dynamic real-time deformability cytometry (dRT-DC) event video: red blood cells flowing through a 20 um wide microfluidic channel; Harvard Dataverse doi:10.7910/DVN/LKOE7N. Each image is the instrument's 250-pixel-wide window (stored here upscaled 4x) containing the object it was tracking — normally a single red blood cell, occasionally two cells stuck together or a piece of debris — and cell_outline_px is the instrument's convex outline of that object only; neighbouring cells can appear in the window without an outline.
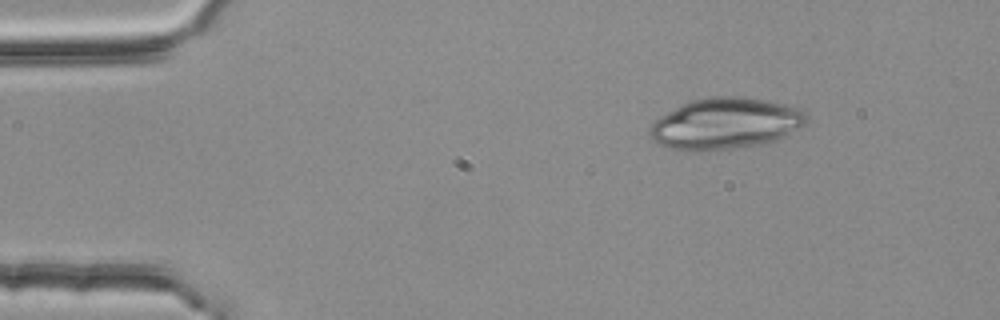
{"species": "common noctule bat (a hibernating species)", "species_latin": "Nyctalus noctula", "temperature_condition": "room temperature", "stored_images_in_passage": 2, "camera_frame_rate_fps": 3000, "um_per_image_px": 0.085, "animal": {"sex": "female", "body_mass_g": 25.1}, "frame": {"image": 1, "passage_image": 1, "time_ms": 0.0, "image_size_px": [1000, 320], "cell_outline_px": [[808, 120], [804, 124], [780, 140], [760, 144], [732, 148], [700, 152], [692, 152], [664, 148], [656, 144], [648, 136], [648, 128], [660, 116], [692, 100], [712, 96], [736, 96], [768, 100], [800, 108], [808, 116]], "centroid_in_image_um": [61.63, 10.53], "position_along_channel_um": 23.4, "area_um2": 47.28}}